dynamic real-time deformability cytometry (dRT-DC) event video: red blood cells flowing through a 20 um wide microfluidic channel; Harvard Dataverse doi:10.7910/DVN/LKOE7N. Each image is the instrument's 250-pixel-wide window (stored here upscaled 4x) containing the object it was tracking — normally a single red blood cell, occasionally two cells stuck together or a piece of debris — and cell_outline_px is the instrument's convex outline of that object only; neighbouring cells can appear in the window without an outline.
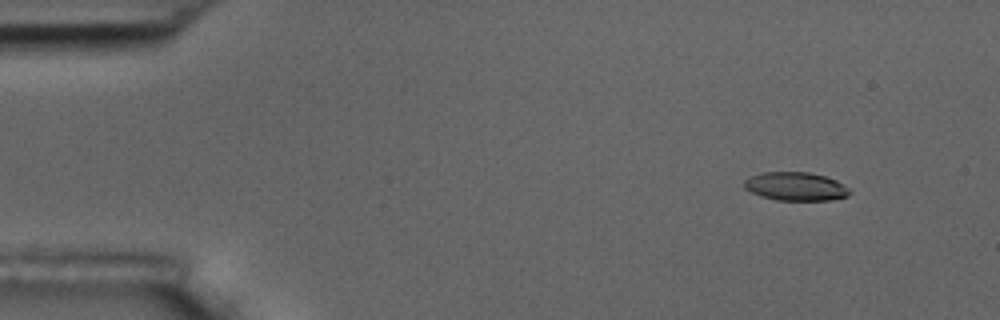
{"species": "common noctule bat (a hibernating species)", "species_latin": "Nyctalus noctula", "temperature_condition": "room temperature", "stored_images_in_passage": 6, "camera_frame_rate_fps": 3000, "um_per_image_px": 0.085, "animal": {"sex": "male", "body_mass_g": 17.5, "forearm_length_mm": 52.3}, "frame": {"image": 1, "passage_image": 2, "time_ms": 1.333, "image_size_px": [1000, 320], "cell_outline_px": [[852, 192], [848, 196], [832, 200], [776, 200], [760, 196], [744, 188], [744, 180], [748, 176], [760, 172], [808, 172], [824, 176], [836, 180], [848, 188]], "centroid_in_image_um": [67.61, 15.84], "position_along_channel_um": 17.4, "area_um2": 17.63}}
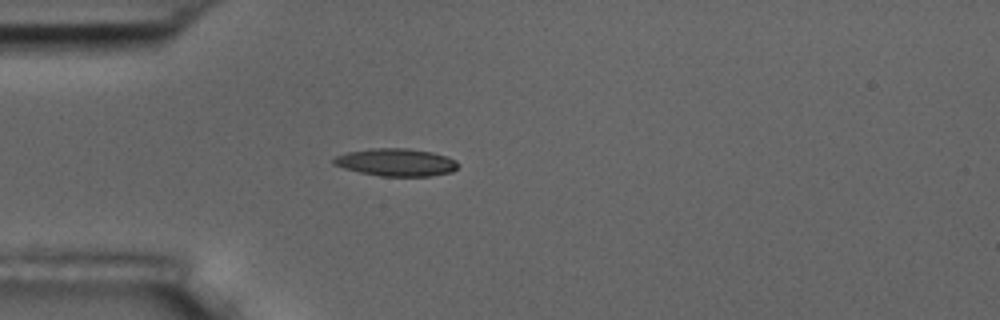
{"frame": {"image": 2, "passage_image": 4, "time_ms": 4.667, "image_size_px": [1000, 320], "cell_outline_px": [[460, 164], [452, 172], [428, 176], [380, 176], [360, 172], [344, 168], [332, 164], [332, 160], [336, 156], [348, 152], [372, 148], [408, 148], [432, 152], [448, 156], [456, 160]], "centroid_in_image_um": [33.69, 13.79], "position_along_channel_um": 51.3, "area_um2": 20.06}}